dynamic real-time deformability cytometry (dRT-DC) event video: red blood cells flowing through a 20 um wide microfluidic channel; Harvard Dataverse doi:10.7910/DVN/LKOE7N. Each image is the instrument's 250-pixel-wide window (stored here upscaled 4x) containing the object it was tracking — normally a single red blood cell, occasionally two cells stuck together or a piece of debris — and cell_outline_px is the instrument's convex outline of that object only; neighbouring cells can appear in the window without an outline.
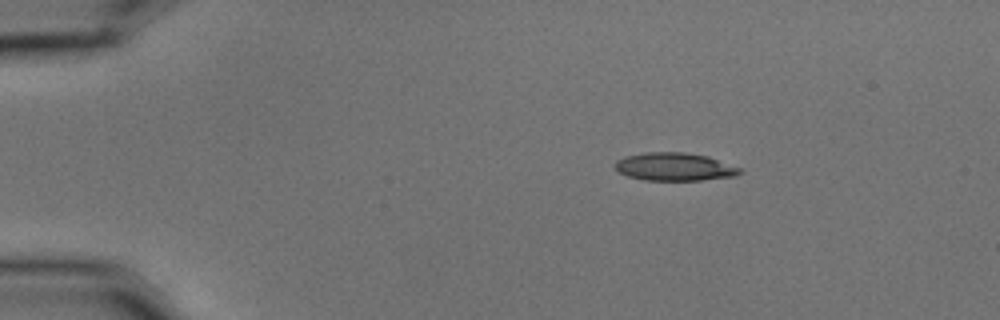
{"species": "common noctule bat (a hibernating species)", "species_latin": "Nyctalus noctula", "temperature_condition": "cold", "stored_images_in_passage": 5, "camera_frame_rate_fps": 3000, "um_per_image_px": 0.085, "animal": {"sex": "male", "body_mass_g": 15.6}, "frame": {"image": 1, "passage_image": 2, "time_ms": 0.333, "image_size_px": [1000, 320], "cell_outline_px": [[744, 172], [736, 176], [700, 180], [644, 180], [628, 176], [620, 172], [616, 168], [616, 160], [624, 156], [644, 152], [684, 152], [708, 156], [744, 168]], "centroid_in_image_um": [57.4, 14.17], "position_along_channel_um": 27.6, "area_um2": 20.58}}
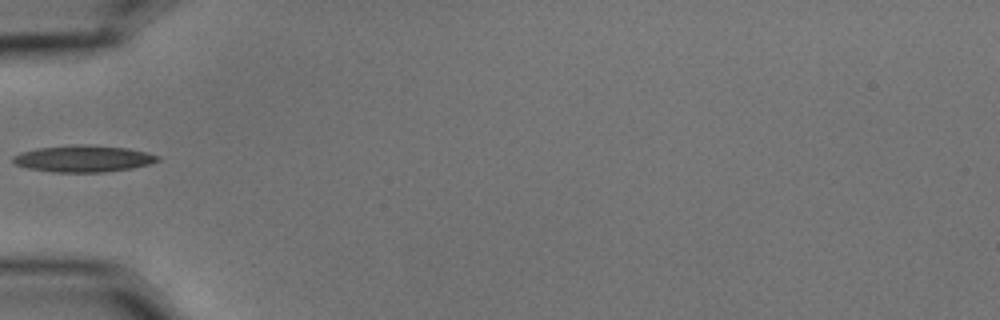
{"frame": {"image": 2, "passage_image": 5, "time_ms": 1.333, "image_size_px": [1000, 320], "cell_outline_px": [[160, 160], [148, 164], [132, 168], [104, 172], [52, 172], [28, 168], [16, 164], [12, 160], [12, 156], [20, 152], [36, 148], [128, 148], [160, 156]], "centroid_in_image_um": [7.07, 13.55], "position_along_channel_um": 77.9, "area_um2": 21.04}}